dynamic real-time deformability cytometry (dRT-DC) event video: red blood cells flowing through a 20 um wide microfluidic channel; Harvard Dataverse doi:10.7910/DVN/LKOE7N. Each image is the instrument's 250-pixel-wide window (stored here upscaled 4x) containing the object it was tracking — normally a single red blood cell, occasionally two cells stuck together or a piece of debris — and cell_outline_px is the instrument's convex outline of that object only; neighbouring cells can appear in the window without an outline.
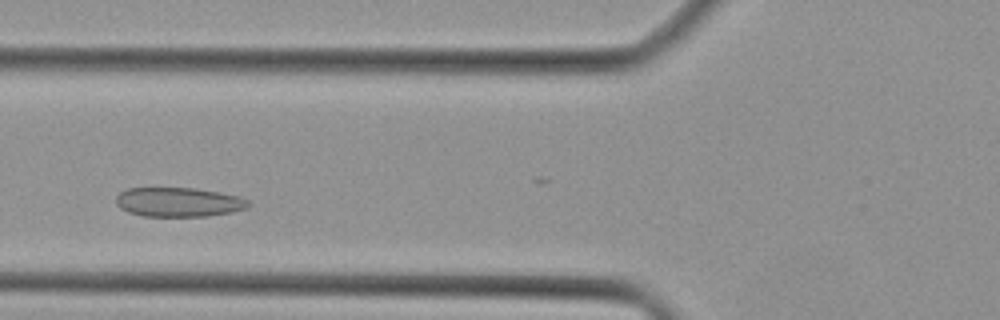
{"species": "Egyptian fruit bat (a non-hibernating species)", "species_latin": "Rousettus aegyptiacus", "temperature_condition": "cold", "stored_images_in_passage": 23, "camera_frame_rate_fps": 3000, "um_per_image_px": 0.085, "animal": {"sex": "female"}, "frame": {"image": 1, "passage_image": 5, "time_ms": 1.333, "image_size_px": [1000, 320], "cell_outline_px": [[252, 204], [244, 208], [232, 212], [208, 216], [144, 216], [128, 212], [120, 208], [116, 204], [116, 196], [120, 192], [128, 188], [196, 188], [220, 192], [240, 196], [248, 200]], "centroid_in_image_um": [15.19, 17.17], "position_along_channel_um": 110.6, "area_um2": 22.72}}
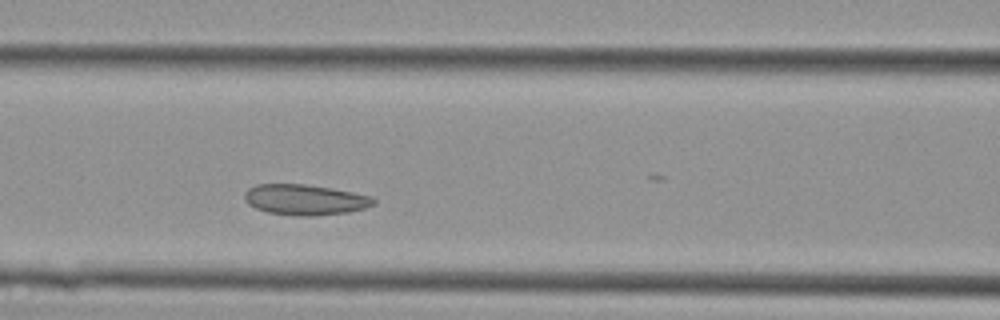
{"frame": {"image": 2, "passage_image": 7, "time_ms": 2.0, "image_size_px": [1000, 320], "cell_outline_px": [[376, 204], [364, 208], [348, 212], [312, 216], [300, 216], [268, 212], [256, 208], [248, 204], [244, 200], [244, 192], [248, 188], [256, 184], [304, 184], [332, 188], [352, 192], [368, 196], [376, 200]], "centroid_in_image_um": [25.89, 16.97], "position_along_channel_um": 140.7, "area_um2": 22.95}}